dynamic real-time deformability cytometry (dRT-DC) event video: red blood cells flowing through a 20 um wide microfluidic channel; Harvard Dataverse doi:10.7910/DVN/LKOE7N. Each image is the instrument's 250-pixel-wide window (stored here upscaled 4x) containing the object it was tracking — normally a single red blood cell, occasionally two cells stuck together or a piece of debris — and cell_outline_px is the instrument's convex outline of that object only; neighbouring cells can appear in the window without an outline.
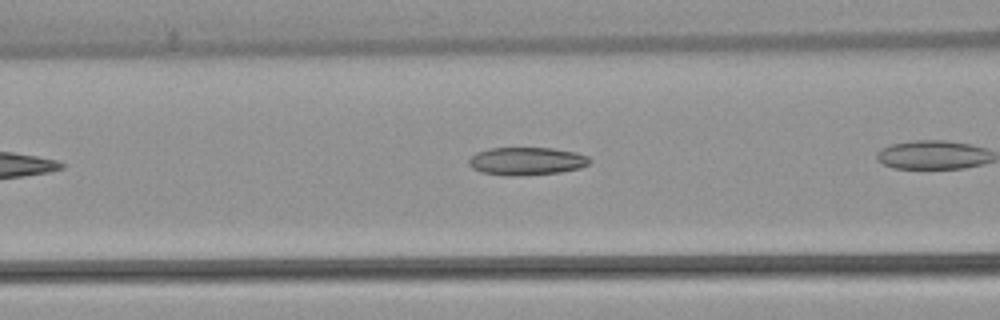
{"species": "common noctule bat (a hibernating species)", "species_latin": "Nyctalus noctula", "temperature_condition": "warm", "stored_images_in_passage": 13, "camera_frame_rate_fps": 3000, "um_per_image_px": 0.085, "animal": {"sex": "female", "body_mass_g": 22.7, "forearm_length_mm": 54.2}, "frame": {"image": 1, "passage_image": 6, "time_ms": 1.667, "image_size_px": [1000, 320], "cell_outline_px": [[592, 160], [588, 164], [580, 168], [560, 172], [520, 176], [504, 176], [480, 172], [472, 168], [468, 164], [468, 160], [476, 152], [488, 148], [552, 148], [576, 152], [588, 156]], "centroid_in_image_um": [44.74, 13.7], "position_along_channel_um": 121.9, "area_um2": 19.88}}